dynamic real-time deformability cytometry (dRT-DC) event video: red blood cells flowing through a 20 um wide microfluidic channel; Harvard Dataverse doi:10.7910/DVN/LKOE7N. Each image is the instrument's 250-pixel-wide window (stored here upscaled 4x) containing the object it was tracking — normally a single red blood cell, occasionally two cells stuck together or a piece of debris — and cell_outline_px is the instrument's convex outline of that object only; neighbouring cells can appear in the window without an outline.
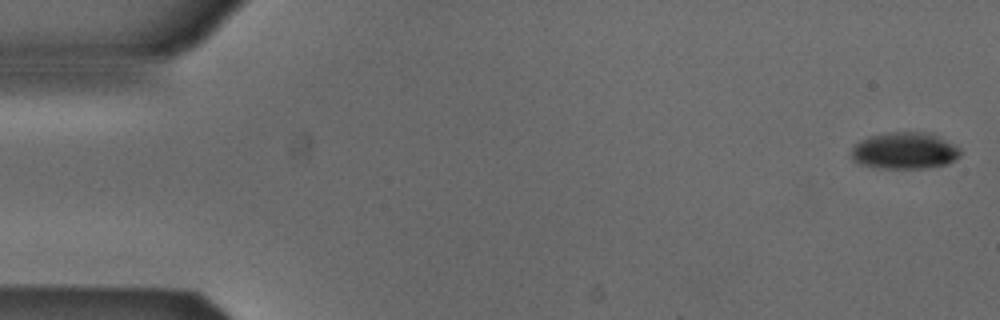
{"species": "Egyptian fruit bat (a non-hibernating species)", "species_latin": "Rousettus aegyptiacus", "temperature_condition": "cold", "stored_images_in_passage": 52, "camera_frame_rate_fps": 3000, "um_per_image_px": 0.085, "animal": {"sex": "male"}, "frame": {"image": 1, "passage_image": 1, "time_ms": 0.0, "image_size_px": [1000, 320], "cell_outline_px": [[960, 152], [948, 164], [920, 168], [884, 168], [860, 164], [852, 160], [852, 148], [860, 140], [868, 136], [888, 132], [932, 132], [960, 148]], "centroid_in_image_um": [76.87, 12.79], "position_along_channel_um": 8.1, "area_um2": 23.18}}
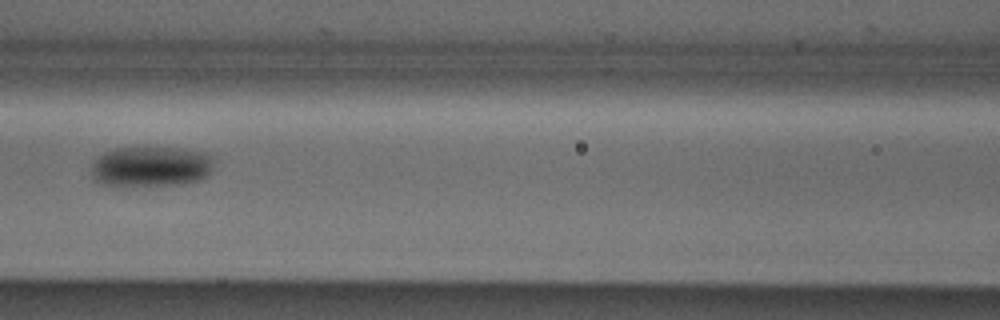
{"frame": {"image": 2, "passage_image": 23, "time_ms": 7.333, "image_size_px": [1000, 320], "cell_outline_px": [[216, 160], [208, 176], [200, 180], [184, 184], [144, 188], [112, 188], [100, 184], [92, 176], [92, 160], [96, 156], [104, 152], [116, 148], [144, 144], [184, 148], [204, 152], [212, 156]], "centroid_in_image_um": [12.8, 14.16], "position_along_channel_um": 153.8, "area_um2": 31.44}}
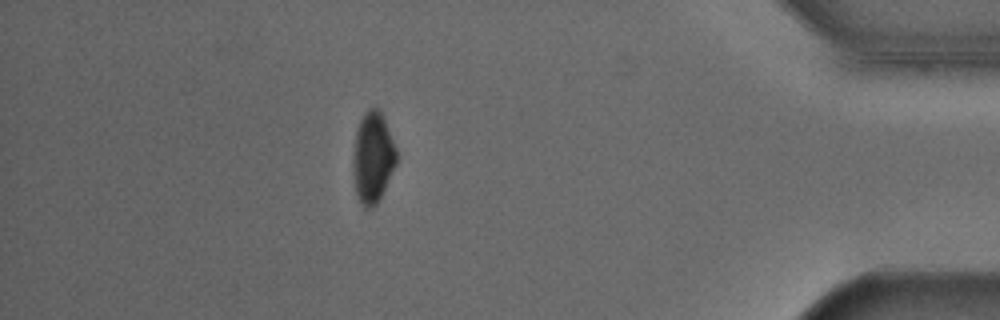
{"frame": {"image": 3, "passage_image": 46, "time_ms": 15.0, "image_size_px": [1000, 320], "cell_outline_px": [[396, 164], [376, 204], [368, 208], [364, 208], [360, 204], [356, 192], [352, 172], [352, 160], [356, 132], [360, 120], [364, 112], [368, 108], [376, 104], [380, 108], [396, 148]], "centroid_in_image_um": [31.66, 13.33], "position_along_channel_um": 403.5, "area_um2": 23.06}, "authors_computed_cell_mechanics": {"area_um2": 25.5476, "velocity_mm_per_s": 3.8859, "shape_relaxation_time_tau1_ms": 2.9202, "shape_relaxation_time_tau2_ms": null, "deformation_change_tau1": 0.0837, "deformation_change_tau2": null}}